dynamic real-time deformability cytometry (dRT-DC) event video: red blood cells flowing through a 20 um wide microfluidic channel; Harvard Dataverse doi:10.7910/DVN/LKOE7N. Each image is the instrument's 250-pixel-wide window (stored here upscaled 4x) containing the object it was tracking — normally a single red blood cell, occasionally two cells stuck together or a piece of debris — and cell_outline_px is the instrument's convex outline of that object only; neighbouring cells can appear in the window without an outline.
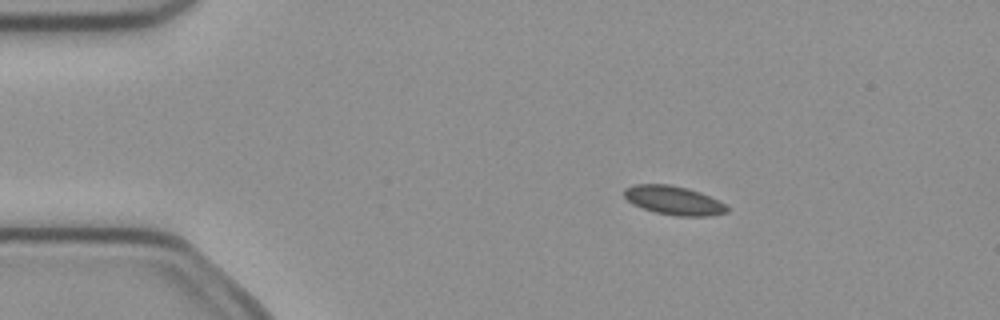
{"species": "common noctule bat (a hibernating species)", "species_latin": "Nyctalus noctula", "temperature_condition": "cold", "stored_images_in_passage": 5, "camera_frame_rate_fps": 3000, "um_per_image_px": 0.085, "animal": {"sex": "female", "body_mass_g": 21.9}, "frame": {"image": 1, "passage_image": 2, "time_ms": 0.333, "image_size_px": [1000, 320], "cell_outline_px": [[728, 212], [712, 216], [676, 216], [656, 212], [632, 204], [624, 196], [624, 188], [636, 184], [668, 184], [688, 188], [700, 192], [724, 204], [728, 208]], "centroid_in_image_um": [57.26, 17.03], "position_along_channel_um": 27.7, "area_um2": 17.17}}